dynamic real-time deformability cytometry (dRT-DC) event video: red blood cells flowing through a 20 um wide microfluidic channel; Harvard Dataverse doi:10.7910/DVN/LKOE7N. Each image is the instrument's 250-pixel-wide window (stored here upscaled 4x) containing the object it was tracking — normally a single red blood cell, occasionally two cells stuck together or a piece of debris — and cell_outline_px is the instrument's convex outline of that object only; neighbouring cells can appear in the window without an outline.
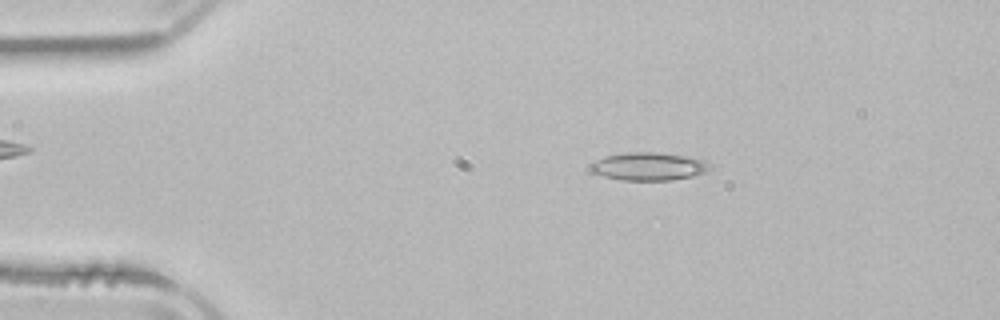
{"species": "common noctule bat (a hibernating species)", "species_latin": "Nyctalus noctula", "temperature_condition": "room temperature", "stored_images_in_passage": 52, "camera_frame_rate_fps": 3000, "um_per_image_px": 0.085, "animal": {"sex": "male", "body_mass_g": 21.5, "forearm_length_mm": 52.0}, "frame": {"image": 1, "passage_image": 9, "time_ms": 2.667, "image_size_px": [1000, 320], "cell_outline_px": [[712, 168], [708, 172], [692, 176], [672, 180], [620, 180], [604, 176], [592, 172], [588, 168], [596, 160], [604, 156], [628, 152], [660, 152], [684, 156], [704, 160], [712, 164]], "centroid_in_image_um": [55.17, 14.14], "position_along_channel_um": 29.8, "area_um2": 19.59}}
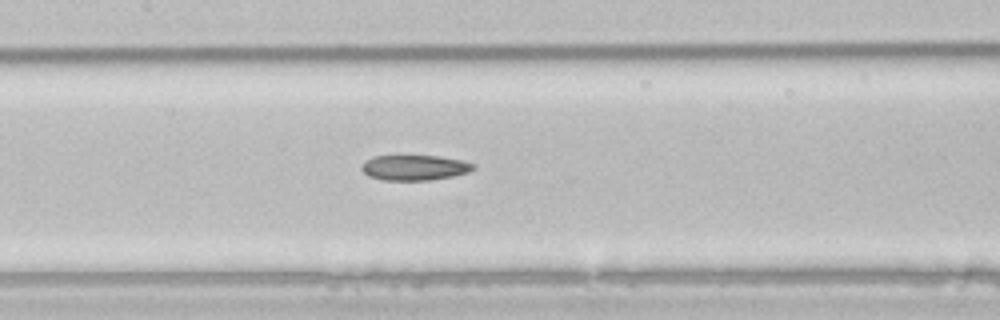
{"frame": {"image": 2, "passage_image": 24, "time_ms": 7.667, "image_size_px": [1000, 320], "cell_outline_px": [[476, 168], [468, 172], [452, 176], [428, 180], [384, 180], [368, 176], [360, 168], [364, 160], [372, 156], [440, 156], [460, 160], [476, 164]], "centroid_in_image_um": [35.21, 14.24], "position_along_channel_um": 172.2, "area_um2": 16.47}}
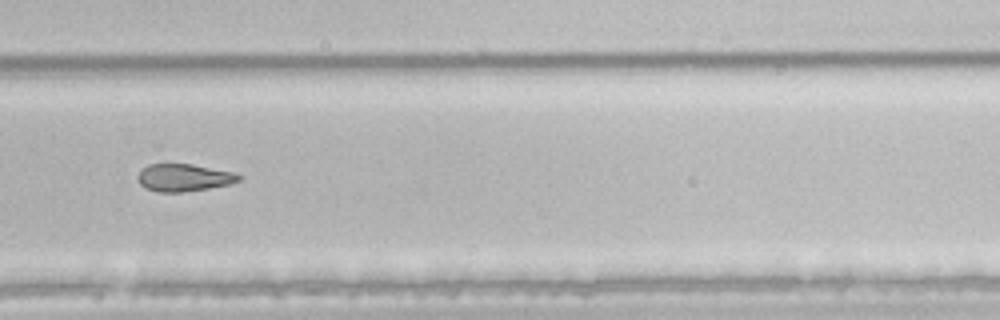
{"frame": {"image": 3, "passage_image": 35, "time_ms": 11.333, "image_size_px": [1000, 320], "cell_outline_px": [[244, 176], [240, 180], [228, 184], [208, 188], [184, 192], [160, 192], [144, 188], [140, 184], [136, 176], [148, 164], [192, 164], [232, 172]], "centroid_in_image_um": [15.61, 15.1], "position_along_channel_um": 314.2, "area_um2": 16.07}}